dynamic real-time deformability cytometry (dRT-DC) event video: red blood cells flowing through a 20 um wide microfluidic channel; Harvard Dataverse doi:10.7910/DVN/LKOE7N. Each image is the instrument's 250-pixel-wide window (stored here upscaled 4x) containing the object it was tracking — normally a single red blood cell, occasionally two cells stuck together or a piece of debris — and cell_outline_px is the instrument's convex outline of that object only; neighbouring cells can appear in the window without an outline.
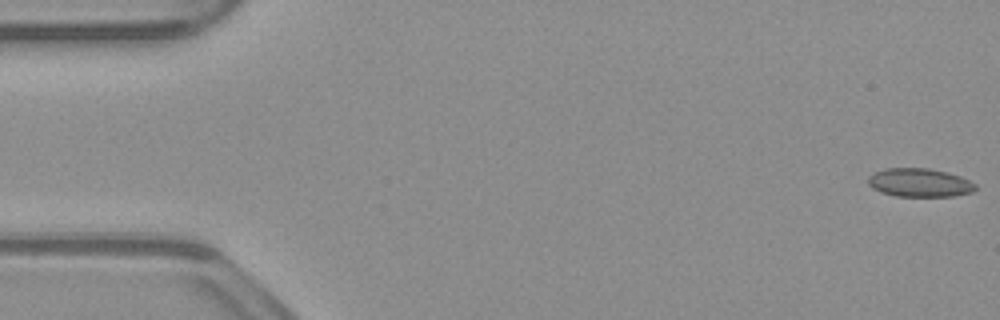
{"species": "common noctule bat (a hibernating species)", "species_latin": "Nyctalus noctula", "temperature_condition": "warm", "stored_images_in_passage": 47, "camera_frame_rate_fps": 3000, "um_per_image_px": 0.085, "animal": {"sex": "male", "body_mass_g": 23.1, "forearm_length_mm": 52.7}, "frame": {"image": 1, "passage_image": 1, "time_ms": 0.0, "image_size_px": [1000, 320], "cell_outline_px": [[976, 188], [972, 192], [956, 196], [896, 196], [880, 192], [872, 188], [868, 184], [868, 176], [872, 172], [884, 168], [928, 168], [948, 172], [960, 176], [976, 184]], "centroid_in_image_um": [78.13, 15.52], "position_along_channel_um": 6.9, "area_um2": 18.03}}
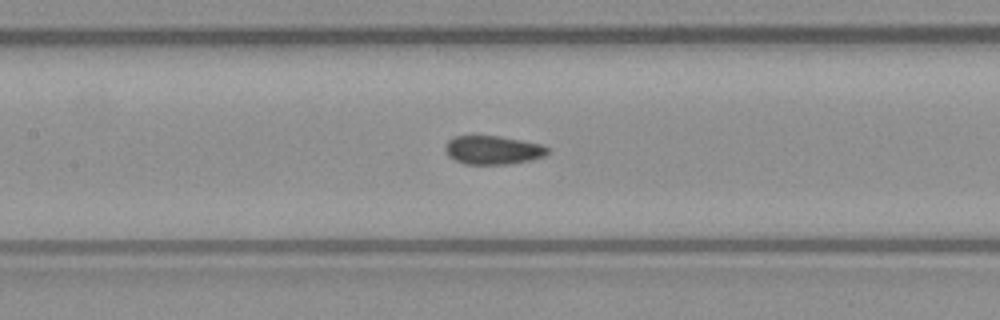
{"frame": {"image": 2, "passage_image": 24, "time_ms": 7.667, "image_size_px": [1000, 320], "cell_outline_px": [[548, 152], [544, 156], [532, 160], [508, 164], [464, 164], [448, 156], [444, 148], [444, 144], [452, 136], [500, 136], [544, 144], [548, 148]], "centroid_in_image_um": [41.89, 12.75], "position_along_channel_um": 165.5, "area_um2": 17.28}}
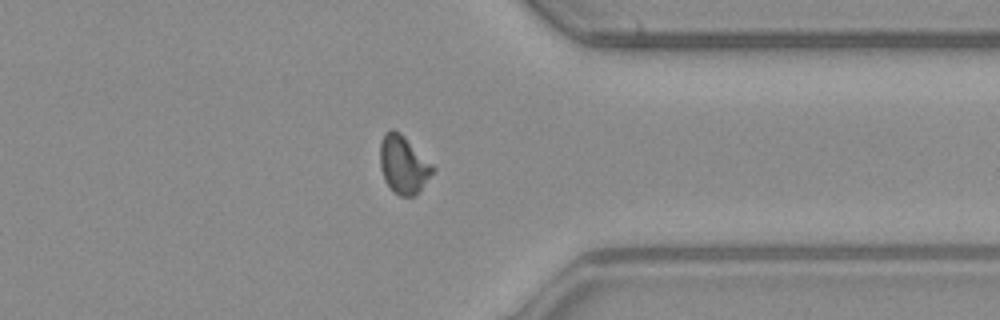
{"frame": {"image": 3, "passage_image": 41, "time_ms": 13.333, "image_size_px": [1000, 320], "cell_outline_px": [[436, 168], [416, 196], [400, 196], [384, 180], [380, 168], [380, 144], [384, 132], [388, 128], [392, 128], [400, 132]], "centroid_in_image_um": [34.28, 13.96], "position_along_channel_um": 377.1, "area_um2": 17.74}, "authors_computed_cell_mechanics": {"area_um2": 17.8024, "velocity_mm_per_s": 3.8837, "shape_relaxation_time_tau1_ms": null, "shape_relaxation_time_tau2_ms": 2.0184, "deformation_change_tau1": null, "deformation_change_tau2": 0.0691}}